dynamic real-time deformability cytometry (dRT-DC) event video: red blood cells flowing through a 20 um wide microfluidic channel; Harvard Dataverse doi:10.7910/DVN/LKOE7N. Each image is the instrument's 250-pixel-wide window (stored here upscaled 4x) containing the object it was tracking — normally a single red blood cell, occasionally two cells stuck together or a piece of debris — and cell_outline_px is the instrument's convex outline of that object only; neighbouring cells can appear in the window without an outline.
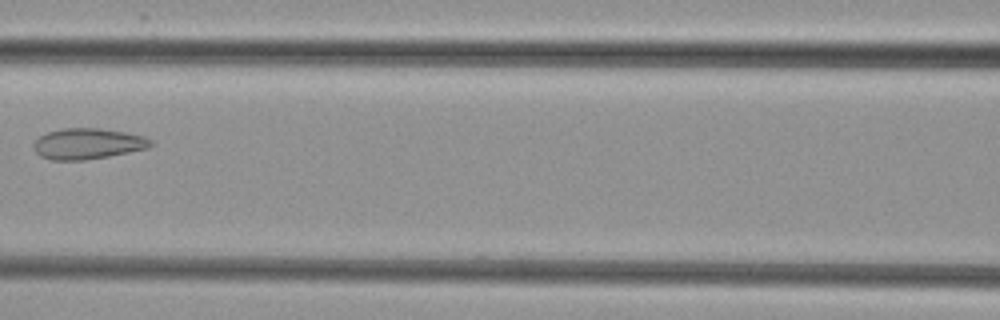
{"species": "common noctule bat (a hibernating species)", "species_latin": "Nyctalus noctula", "temperature_condition": "cold", "stored_images_in_passage": 5, "camera_frame_rate_fps": 3000, "um_per_image_px": 0.085, "animal": {"sex": "female", "body_mass_g": 29.2, "forearm_length_mm": 56.3}, "frame": {"image": 1, "passage_image": 4, "time_ms": 3.667, "image_size_px": [1000, 320], "cell_outline_px": [[152, 144], [148, 148], [108, 156], [84, 160], [52, 160], [40, 156], [32, 148], [32, 144], [40, 136], [48, 132], [64, 128], [100, 128], [124, 132], [144, 136], [152, 140]], "centroid_in_image_um": [7.43, 12.21], "position_along_channel_um": 159.2, "area_um2": 20.98}}
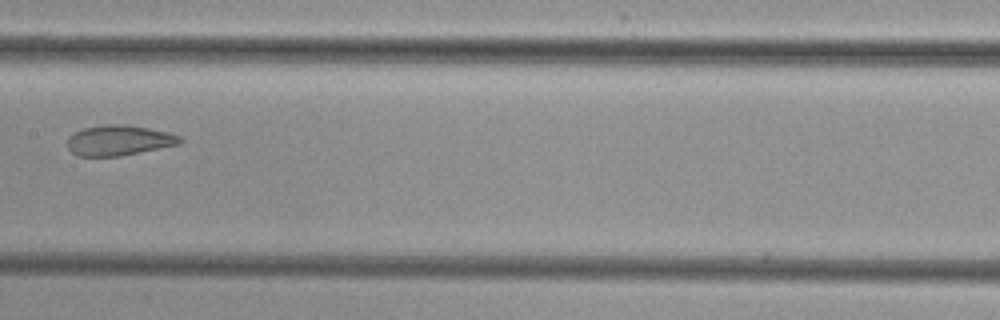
{"frame": {"image": 2, "passage_image": 5, "time_ms": 4.667, "image_size_px": [1000, 320], "cell_outline_px": [[184, 140], [180, 144], [120, 156], [76, 156], [68, 148], [68, 136], [84, 128], [104, 124], [124, 124], [148, 128], [168, 132], [180, 136]], "centroid_in_image_um": [10.12, 11.93], "position_along_channel_um": 197.3, "area_um2": 19.88}}